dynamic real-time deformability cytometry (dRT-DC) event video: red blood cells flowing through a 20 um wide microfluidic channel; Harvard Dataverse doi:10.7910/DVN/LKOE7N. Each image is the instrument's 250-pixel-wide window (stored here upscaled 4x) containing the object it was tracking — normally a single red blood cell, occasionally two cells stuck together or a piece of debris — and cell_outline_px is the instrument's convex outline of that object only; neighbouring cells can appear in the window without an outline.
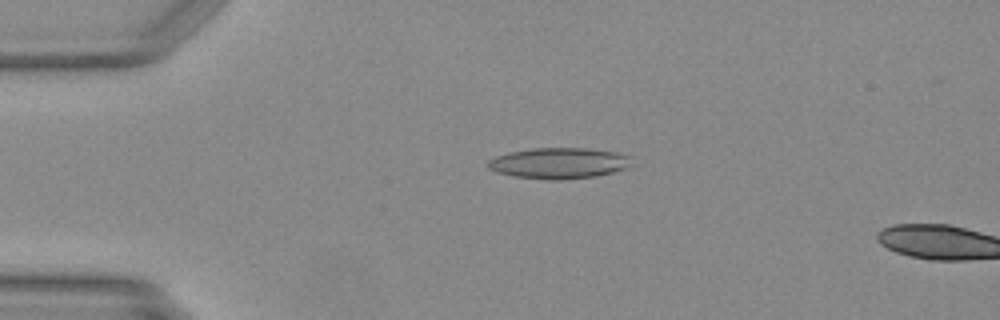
{"species": "Egyptian fruit bat (a non-hibernating species)", "species_latin": "Rousettus aegyptiacus", "temperature_condition": "warm", "stored_images_in_passage": 4, "camera_frame_rate_fps": 3000, "um_per_image_px": 0.085, "animal": {"sex": "female"}, "frame": {"image": 1, "passage_image": 2, "time_ms": 0.333, "image_size_px": [1000, 320], "cell_outline_px": [[632, 164], [628, 168], [596, 176], [560, 180], [548, 180], [512, 176], [496, 172], [488, 168], [488, 160], [496, 156], [512, 152], [536, 148], [584, 148], [616, 152], [632, 156]], "centroid_in_image_um": [47.54, 13.88], "position_along_channel_um": 37.5, "area_um2": 25.95}}